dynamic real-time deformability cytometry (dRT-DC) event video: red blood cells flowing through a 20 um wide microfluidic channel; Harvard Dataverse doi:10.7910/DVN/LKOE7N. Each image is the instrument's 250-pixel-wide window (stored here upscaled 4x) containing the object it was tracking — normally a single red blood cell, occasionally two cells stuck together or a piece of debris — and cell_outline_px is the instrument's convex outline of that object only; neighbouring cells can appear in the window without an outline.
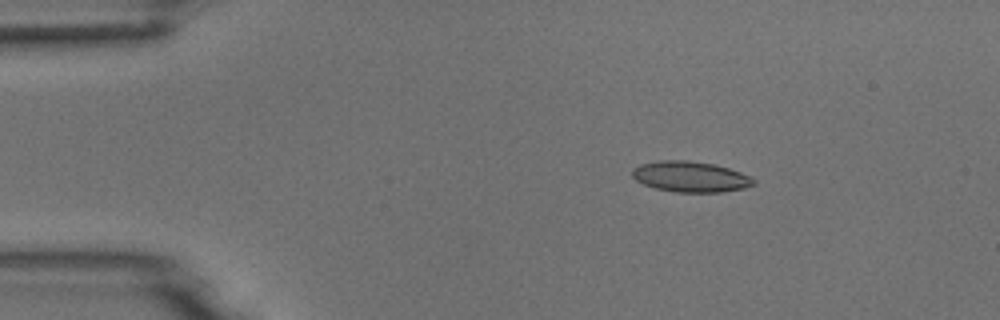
{"species": "common noctule bat (a hibernating species)", "species_latin": "Nyctalus noctula", "temperature_condition": "room temperature", "stored_images_in_passage": 5, "camera_frame_rate_fps": 3000, "um_per_image_px": 0.085, "animal": {"sex": "male", "body_mass_g": 18.8}, "frame": {"image": 1, "passage_image": 3, "time_ms": 2.333, "image_size_px": [1000, 320], "cell_outline_px": [[756, 184], [744, 188], [720, 192], [676, 192], [656, 188], [644, 184], [636, 180], [632, 176], [632, 168], [640, 164], [660, 160], [688, 160], [712, 164], [728, 168], [740, 172], [756, 180]], "centroid_in_image_um": [58.67, 15.02], "position_along_channel_um": 26.3, "area_um2": 21.62}}
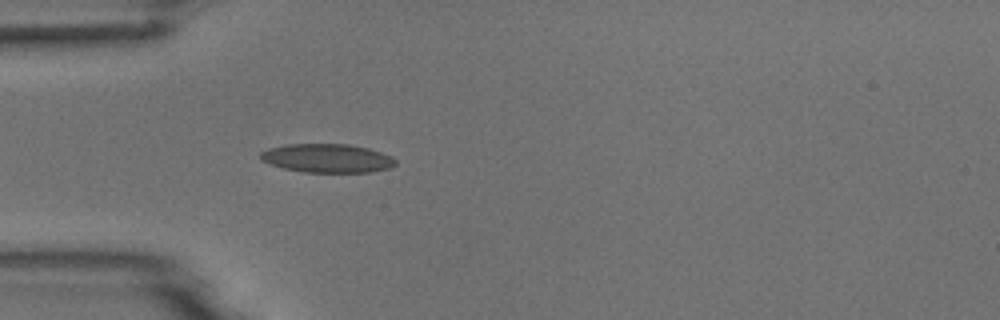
{"frame": {"image": 2, "passage_image": 5, "time_ms": 4.667, "image_size_px": [1000, 320], "cell_outline_px": [[396, 164], [388, 168], [372, 172], [304, 172], [284, 168], [260, 160], [260, 152], [268, 148], [288, 144], [348, 144], [368, 148], [392, 156], [396, 160]], "centroid_in_image_um": [27.81, 13.44], "position_along_channel_um": 57.2, "area_um2": 22.54}}